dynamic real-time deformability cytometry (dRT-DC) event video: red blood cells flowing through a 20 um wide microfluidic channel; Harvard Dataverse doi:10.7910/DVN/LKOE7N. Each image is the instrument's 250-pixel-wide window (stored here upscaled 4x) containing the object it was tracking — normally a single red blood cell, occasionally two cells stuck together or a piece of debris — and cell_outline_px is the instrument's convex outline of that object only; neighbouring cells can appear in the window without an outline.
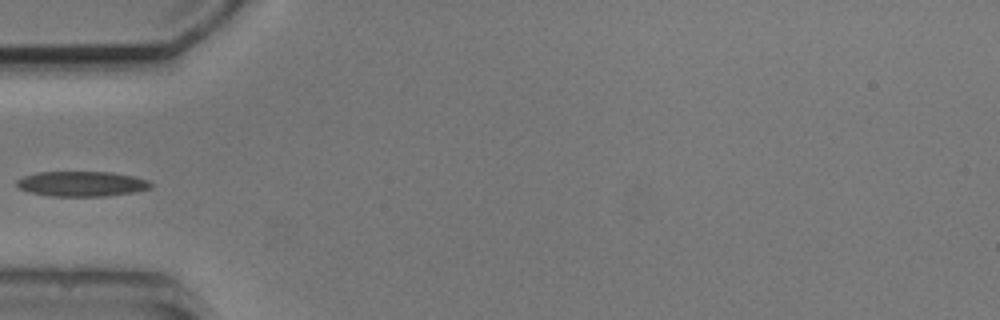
{"species": "common noctule bat (a hibernating species)", "species_latin": "Nyctalus noctula", "temperature_condition": "cold", "stored_images_in_passage": 4, "camera_frame_rate_fps": 3000, "um_per_image_px": 0.085, "animal": {"sex": "male", "body_mass_g": 20.5, "forearm_length_mm": 52.5}, "frame": {"image": 1, "passage_image": 4, "time_ms": 3.667, "image_size_px": [1000, 320], "cell_outline_px": [[152, 188], [132, 192], [104, 196], [52, 196], [28, 192], [20, 188], [16, 184], [16, 180], [24, 176], [36, 172], [112, 172], [132, 176], [148, 180], [152, 184]], "centroid_in_image_um": [6.93, 15.62], "position_along_channel_um": 78.1, "area_um2": 19.54}}